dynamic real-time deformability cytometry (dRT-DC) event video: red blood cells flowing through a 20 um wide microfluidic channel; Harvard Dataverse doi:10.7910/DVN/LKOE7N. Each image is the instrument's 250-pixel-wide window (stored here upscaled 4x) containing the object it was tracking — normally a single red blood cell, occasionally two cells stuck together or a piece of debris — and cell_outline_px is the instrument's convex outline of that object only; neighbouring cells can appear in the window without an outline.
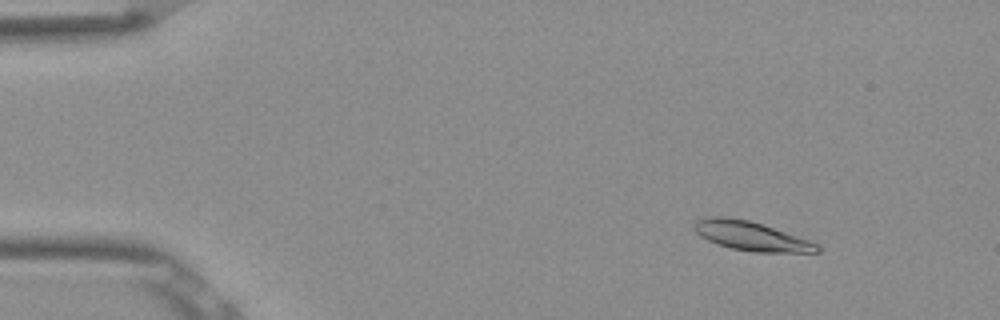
{"species": "Egyptian fruit bat (a non-hibernating species)", "species_latin": "Rousettus aegyptiacus", "temperature_condition": "room temperature", "stored_images_in_passage": 53, "camera_frame_rate_fps": 3000, "um_per_image_px": 0.085, "frame": {"image": 1, "passage_image": 7, "time_ms": 2.0, "image_size_px": [1000, 320], "cell_outline_px": [[820, 252], [756, 252], [732, 248], [708, 240], [700, 236], [692, 228], [692, 224], [696, 220], [708, 216], [728, 216], [748, 220], [808, 240], [816, 244], [820, 248]], "centroid_in_image_um": [63.76, 20.04], "position_along_channel_um": 21.2, "area_um2": 20.52}}
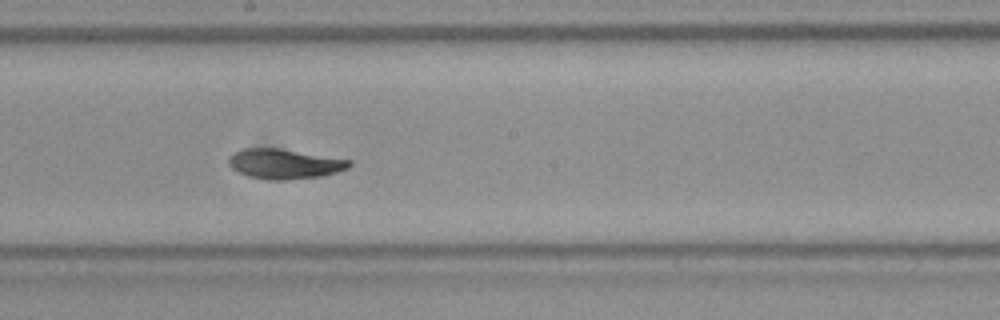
{"frame": {"image": 2, "passage_image": 30, "time_ms": 9.667, "image_size_px": [1000, 320], "cell_outline_px": [[352, 164], [348, 168], [336, 172], [320, 176], [284, 180], [272, 180], [248, 176], [232, 168], [228, 164], [228, 156], [232, 152], [244, 148], [280, 148], [352, 160]], "centroid_in_image_um": [24.16, 13.91], "position_along_channel_um": 224.0, "area_um2": 21.04}}
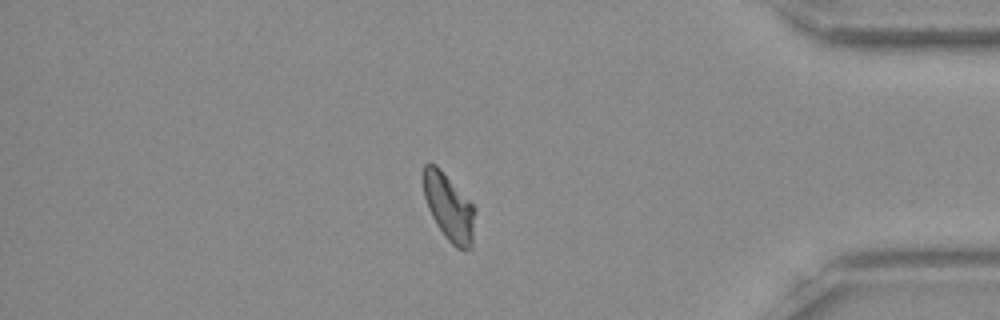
{"frame": {"image": 3, "passage_image": 46, "time_ms": 15.0, "image_size_px": [1000, 320], "cell_outline_px": [[476, 208], [472, 248], [456, 248], [444, 236], [436, 224], [428, 208], [424, 196], [424, 164], [436, 164], [440, 168]], "centroid_in_image_um": [38.18, 17.64], "position_along_channel_um": 397.0, "area_um2": 19.94}, "authors_computed_cell_mechanics": {"area_um2": 20.6924, "velocity_mm_per_s": 3.8368, "shape_relaxation_time_tau1_ms": 3.2606, "shape_relaxation_time_tau2_ms": 2.7124, "deformation_change_tau1": 0.1411, "deformation_change_tau2": 0.0709}}